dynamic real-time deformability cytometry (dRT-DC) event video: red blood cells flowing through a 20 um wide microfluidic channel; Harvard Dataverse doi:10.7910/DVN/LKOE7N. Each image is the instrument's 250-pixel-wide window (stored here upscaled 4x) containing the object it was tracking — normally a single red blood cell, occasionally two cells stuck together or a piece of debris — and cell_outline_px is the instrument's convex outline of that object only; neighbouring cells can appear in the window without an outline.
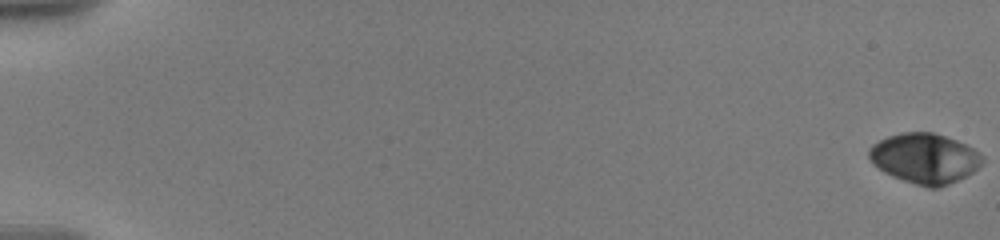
{"species": "human", "species_latin": "Homo sapiens", "temperature_condition": "warm", "stored_images_in_passage": 72, "camera_frame_rate_fps": 3000, "um_per_image_px": 0.085, "donor": {"sex": "male"}, "frame": {"image": 1, "passage_image": 1, "time_ms": 0.0, "image_size_px": [1000, 240], "cell_outline_px": [[984, 160], [972, 172], [948, 184], [936, 188], [928, 188], [892, 176], [884, 172], [872, 164], [868, 156], [868, 148], [872, 144], [888, 136], [904, 132], [932, 132], [956, 140], [980, 152], [984, 156]], "centroid_in_image_um": [78.57, 13.45], "position_along_channel_um": 6.4, "area_um2": 32.89}}
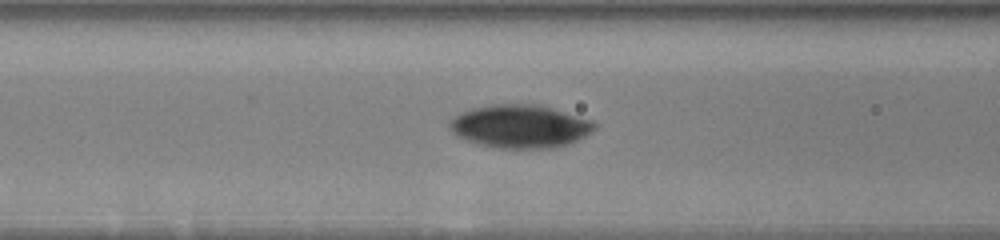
{"frame": {"image": 2, "passage_image": 44, "time_ms": 8.667, "image_size_px": [1000, 240], "cell_outline_px": [[596, 128], [592, 132], [568, 144], [552, 148], [500, 148], [480, 144], [456, 136], [452, 132], [448, 124], [456, 116], [472, 108], [492, 104], [540, 104], [592, 120], [596, 124]], "centroid_in_image_um": [44.23, 10.73], "position_along_channel_um": 122.4, "area_um2": 36.24}}
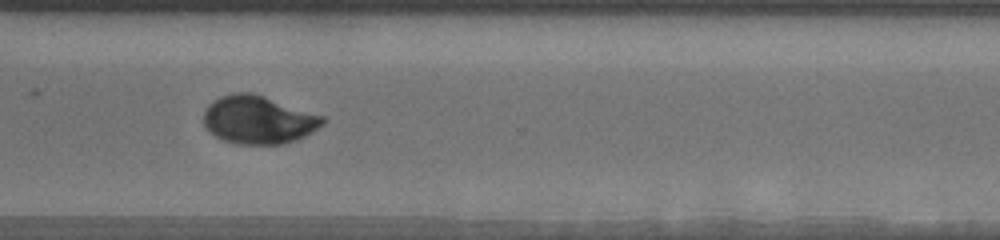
{"frame": {"image": 3, "passage_image": 71, "time_ms": 15.0, "image_size_px": [1000, 240], "cell_outline_px": [[328, 120], [324, 124], [304, 136], [296, 140], [280, 144], [236, 144], [224, 140], [216, 136], [204, 124], [204, 108], [212, 100], [220, 96], [232, 92], [252, 92], [324, 116]], "centroid_in_image_um": [21.96, 10.16], "position_along_channel_um": 348.6, "area_um2": 33.41}}